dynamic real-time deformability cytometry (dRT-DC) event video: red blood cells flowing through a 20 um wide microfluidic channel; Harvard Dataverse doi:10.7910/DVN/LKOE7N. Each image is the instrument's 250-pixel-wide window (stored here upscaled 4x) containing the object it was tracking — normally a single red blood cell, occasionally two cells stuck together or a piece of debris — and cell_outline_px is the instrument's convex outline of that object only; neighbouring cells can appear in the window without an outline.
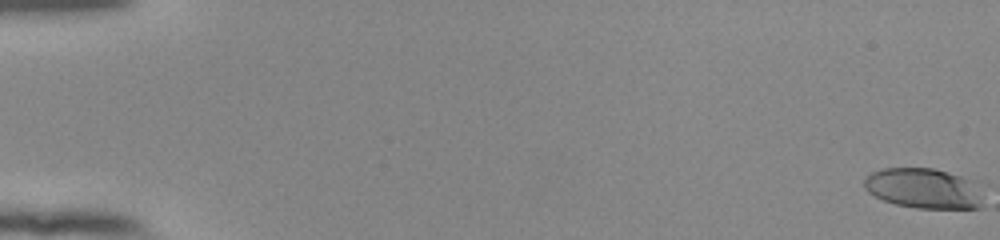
{"species": "human", "species_latin": "Homo sapiens", "temperature_condition": "room temperature", "stored_images_in_passage": 55, "camera_frame_rate_fps": 3000, "um_per_image_px": 0.085, "donor": {"sex": "female"}, "frame": {"image": 1, "passage_image": 1, "time_ms": 0.0, "image_size_px": [1000, 240], "cell_outline_px": [[984, 204], [980, 208], [916, 208], [896, 204], [884, 200], [868, 192], [864, 188], [864, 180], [872, 172], [884, 168], [932, 168], [948, 172], [960, 176], [968, 180]], "centroid_in_image_um": [78.42, 16.02], "position_along_channel_um": 6.6, "area_um2": 27.17}}
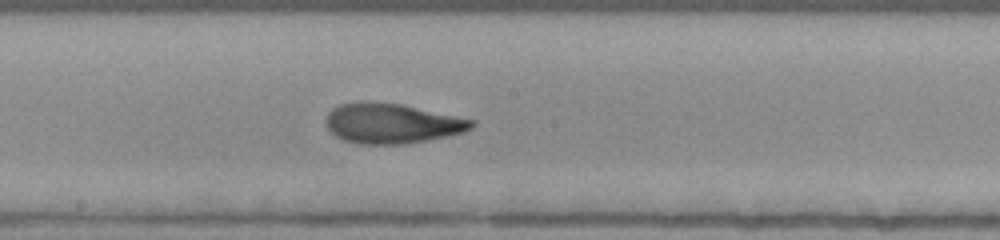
{"frame": {"image": 2, "passage_image": 32, "time_ms": 10.333, "image_size_px": [1000, 240], "cell_outline_px": [[476, 124], [472, 128], [464, 132], [448, 136], [404, 144], [360, 144], [344, 140], [336, 136], [328, 128], [328, 112], [332, 108], [340, 104], [356, 100], [364, 100], [400, 104], [476, 120]], "centroid_in_image_um": [33.32, 10.47], "position_along_channel_um": 214.9, "area_um2": 34.04}}
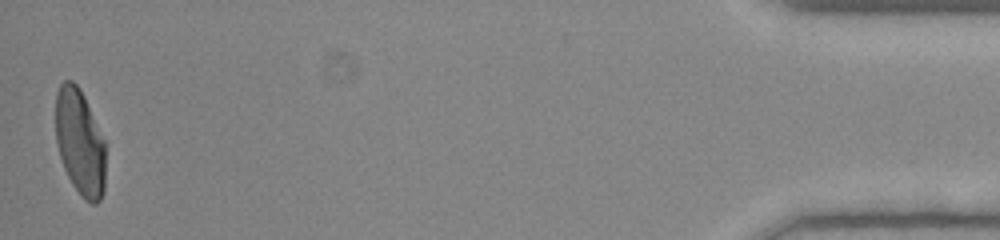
{"frame": {"image": 3, "passage_image": 55, "time_ms": 18.0, "image_size_px": [1000, 240], "cell_outline_px": [[104, 192], [100, 200], [96, 204], [92, 204], [84, 200], [80, 196], [72, 184], [64, 168], [60, 156], [56, 140], [56, 92], [60, 84], [64, 80], [72, 80], [80, 88], [84, 96], [104, 140]], "centroid_in_image_um": [6.78, 12.11], "position_along_channel_um": 428.4, "area_um2": 30.81}, "authors_computed_cell_mechanics": {"area_um2": 32.7148, "velocity_mm_per_s": 3.8912, "shape_relaxation_time_tau1_ms": 4.0909, "shape_relaxation_time_tau2_ms": 1.2407, "deformation_change_tau1": 0.2055, "deformation_change_tau2": 0.0751}}